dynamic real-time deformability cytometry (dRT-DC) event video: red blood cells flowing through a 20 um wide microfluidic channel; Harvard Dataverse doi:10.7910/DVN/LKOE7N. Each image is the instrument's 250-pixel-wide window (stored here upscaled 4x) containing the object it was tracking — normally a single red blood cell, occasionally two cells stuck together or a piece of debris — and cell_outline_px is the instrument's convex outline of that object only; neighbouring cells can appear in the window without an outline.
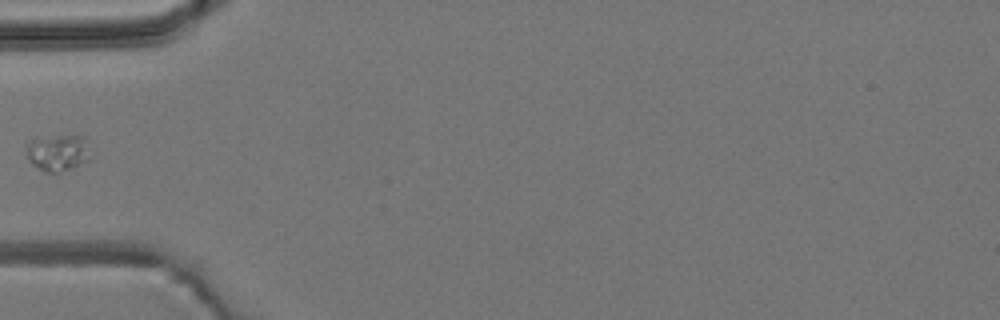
{"species": "common noctule bat (a hibernating species)", "species_latin": "Nyctalus noctula", "temperature_condition": "room temperature", "stored_images_in_passage": 4, "camera_frame_rate_fps": 3000, "um_per_image_px": 0.085, "animal": {"sex": "male", "body_mass_g": 19.2, "forearm_length_mm": 51.8}, "frame": {"image": 1, "passage_image": 3, "time_ms": 2.333, "image_size_px": [1000, 320], "cell_outline_px": [[88, 160], [72, 168], [56, 172], [48, 172], [32, 164], [28, 160], [28, 140], [60, 136], [80, 136]], "centroid_in_image_um": [4.82, 13.0], "position_along_channel_um": 80.2, "area_um2": 12.54}}